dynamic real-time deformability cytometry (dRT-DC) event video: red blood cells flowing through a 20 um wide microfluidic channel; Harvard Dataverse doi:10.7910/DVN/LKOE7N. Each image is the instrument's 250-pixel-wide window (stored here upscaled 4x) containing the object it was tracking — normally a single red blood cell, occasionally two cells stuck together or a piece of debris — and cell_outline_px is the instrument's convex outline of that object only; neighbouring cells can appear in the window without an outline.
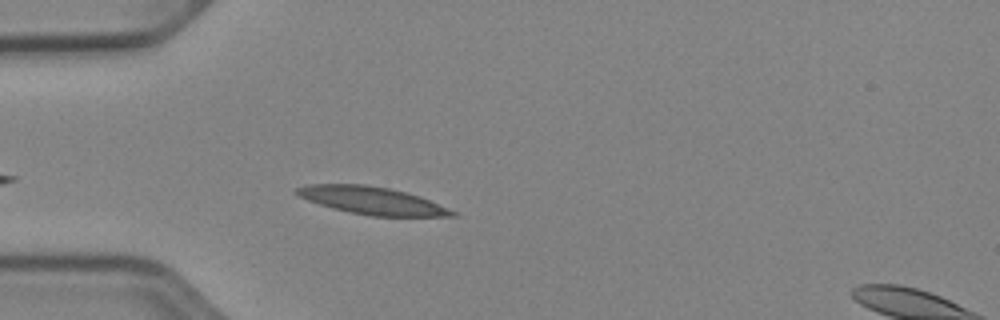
{"species": "Egyptian fruit bat (a non-hibernating species)", "species_latin": "Rousettus aegyptiacus", "temperature_condition": "cold", "stored_images_in_passage": 30, "camera_frame_rate_fps": 3000, "um_per_image_px": 0.085, "animal": {"sex": "female"}, "frame": {"image": 1, "passage_image": 5, "time_ms": 1.333, "image_size_px": [1000, 320], "cell_outline_px": [[456, 216], [372, 216], [332, 208], [308, 200], [292, 192], [296, 188], [308, 184], [364, 184], [388, 188], [420, 196], [456, 212]], "centroid_in_image_um": [31.58, 17.04], "position_along_channel_um": 53.4, "area_um2": 24.62}}
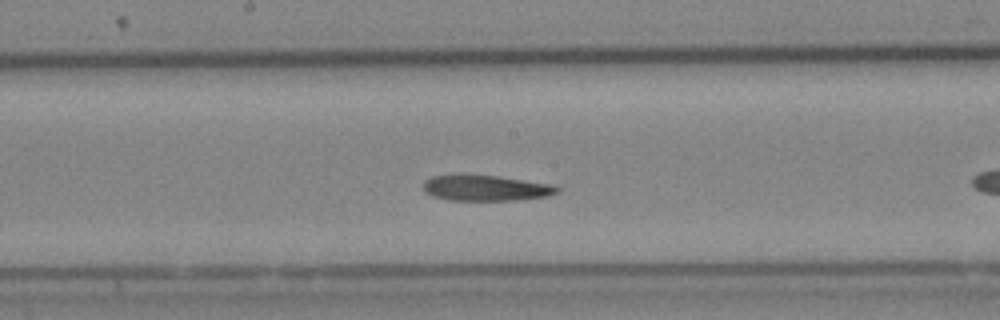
{"frame": {"image": 2, "passage_image": 14, "time_ms": 4.333, "image_size_px": [1000, 320], "cell_outline_px": [[560, 192], [548, 196], [516, 200], [448, 200], [432, 196], [424, 192], [424, 180], [432, 176], [496, 176], [556, 184], [560, 188]], "centroid_in_image_um": [41.37, 16.0], "position_along_channel_um": 206.8, "area_um2": 19.88}}
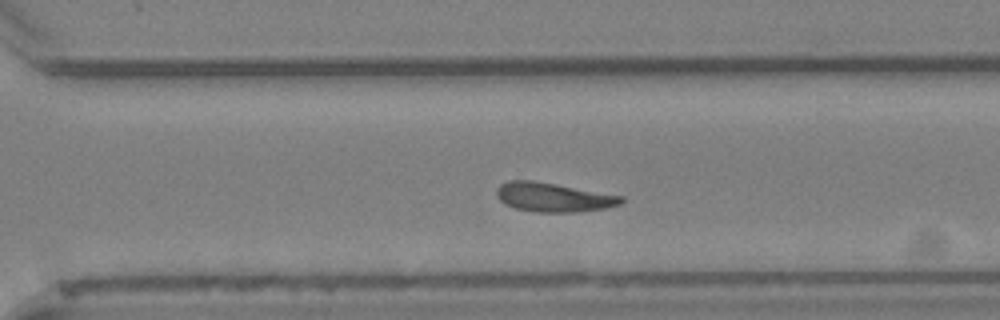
{"frame": {"image": 3, "passage_image": 23, "time_ms": 7.333, "image_size_px": [1000, 320], "cell_outline_px": [[624, 200], [620, 204], [608, 208], [572, 212], [536, 212], [516, 208], [504, 204], [496, 196], [496, 188], [500, 184], [508, 180], [532, 180], [556, 184], [624, 196]], "centroid_in_image_um": [47.02, 16.76], "position_along_channel_um": 323.6, "area_um2": 21.21}, "authors_computed_cell_mechanics": {"area_um2": 20.8947, "velocity_mm_per_s": 3.8722, "shape_relaxation_time_tau1_ms": 10.3181, "shape_relaxation_time_tau2_ms": 8.112, "deformation_change_tau1": 0.1899, "deformation_change_tau2": 0.1404}}